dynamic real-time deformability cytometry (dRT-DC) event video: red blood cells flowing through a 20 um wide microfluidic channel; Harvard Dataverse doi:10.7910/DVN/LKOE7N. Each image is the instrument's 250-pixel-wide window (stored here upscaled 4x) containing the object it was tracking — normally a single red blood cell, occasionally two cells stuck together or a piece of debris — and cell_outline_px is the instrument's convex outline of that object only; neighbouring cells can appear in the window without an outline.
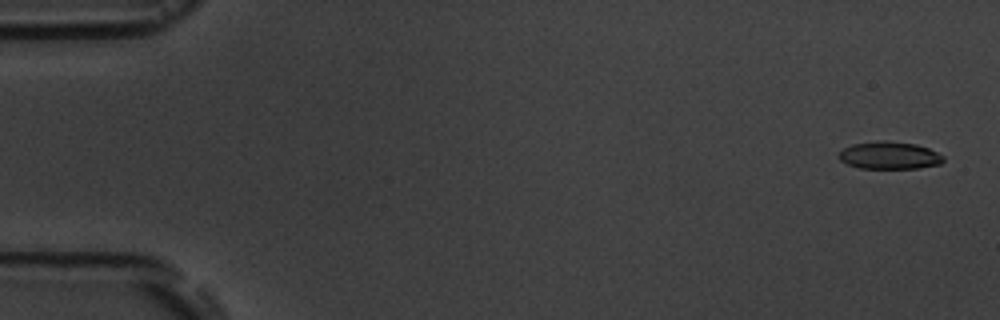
{"species": "common noctule bat (a hibernating species)", "species_latin": "Nyctalus noctula", "temperature_condition": "room temperature", "stored_images_in_passage": 2, "camera_frame_rate_fps": 3000, "um_per_image_px": 0.085, "animal": {"sex": "male", "body_mass_g": 19.5, "forearm_length_mm": 54.6}, "frame": {"image": 1, "passage_image": 2, "time_ms": 9.667, "image_size_px": [1000, 320], "cell_outline_px": [[944, 160], [940, 164], [920, 168], [860, 168], [848, 164], [840, 160], [836, 156], [844, 148], [852, 144], [880, 140], [884, 140], [916, 144], [928, 148], [944, 156]], "centroid_in_image_um": [75.59, 13.2], "position_along_channel_um": 9.4, "area_um2": 16.76}}